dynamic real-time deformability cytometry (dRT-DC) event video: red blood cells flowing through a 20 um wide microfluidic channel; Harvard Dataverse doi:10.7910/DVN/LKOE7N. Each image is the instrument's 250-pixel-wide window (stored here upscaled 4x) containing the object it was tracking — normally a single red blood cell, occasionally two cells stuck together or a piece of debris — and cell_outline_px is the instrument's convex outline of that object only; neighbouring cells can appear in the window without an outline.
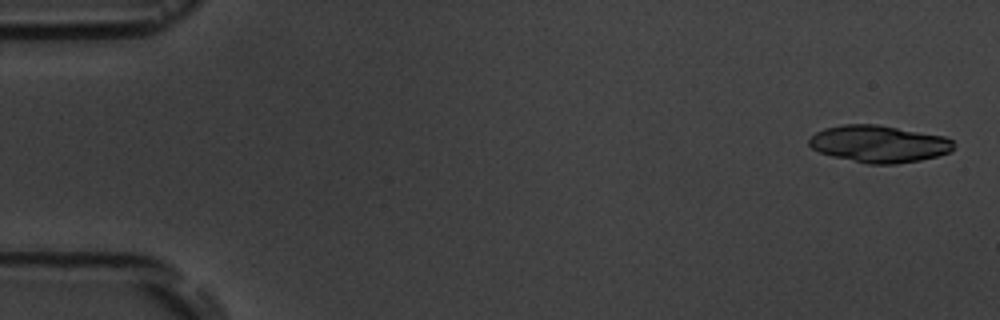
{"species": "common noctule bat (a hibernating species)", "species_latin": "Nyctalus noctula", "temperature_condition": "room temperature", "stored_images_in_passage": 8, "camera_frame_rate_fps": 3000, "um_per_image_px": 0.085, "animal": {"sex": "male", "body_mass_g": 19.5, "forearm_length_mm": 54.6}, "frame": {"image": 1, "passage_image": 1, "time_ms": 0.0, "image_size_px": [1000, 320], "cell_outline_px": [[956, 148], [952, 152], [920, 160], [896, 164], [868, 164], [832, 156], [820, 152], [812, 148], [808, 144], [808, 140], [816, 132], [824, 128], [844, 124], [876, 124], [944, 136], [952, 140], [956, 144]], "centroid_in_image_um": [74.74, 12.23], "position_along_channel_um": 10.3, "area_um2": 31.33}}
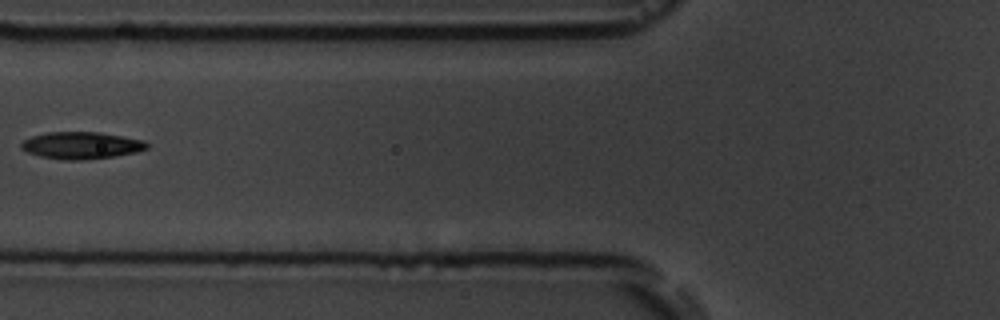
{"frame": {"image": 2, "passage_image": 7, "time_ms": 7.0, "image_size_px": [1000, 320], "cell_outline_px": [[148, 148], [136, 152], [112, 156], [80, 160], [64, 160], [40, 156], [28, 152], [20, 148], [20, 144], [24, 140], [32, 136], [48, 132], [100, 132], [144, 140], [148, 144]], "centroid_in_image_um": [6.9, 12.35], "position_along_channel_um": 118.9, "area_um2": 19.65}}
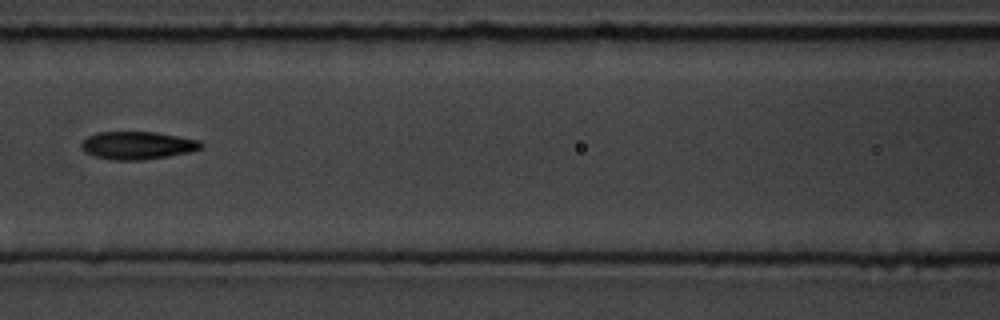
{"frame": {"image": 3, "passage_image": 8, "time_ms": 8.0, "image_size_px": [1000, 320], "cell_outline_px": [[204, 144], [200, 148], [188, 152], [168, 156], [144, 160], [112, 160], [96, 156], [84, 152], [80, 148], [80, 144], [88, 136], [96, 132], [156, 132], [200, 140]], "centroid_in_image_um": [11.66, 12.35], "position_along_channel_um": 154.9, "area_um2": 19.42}}